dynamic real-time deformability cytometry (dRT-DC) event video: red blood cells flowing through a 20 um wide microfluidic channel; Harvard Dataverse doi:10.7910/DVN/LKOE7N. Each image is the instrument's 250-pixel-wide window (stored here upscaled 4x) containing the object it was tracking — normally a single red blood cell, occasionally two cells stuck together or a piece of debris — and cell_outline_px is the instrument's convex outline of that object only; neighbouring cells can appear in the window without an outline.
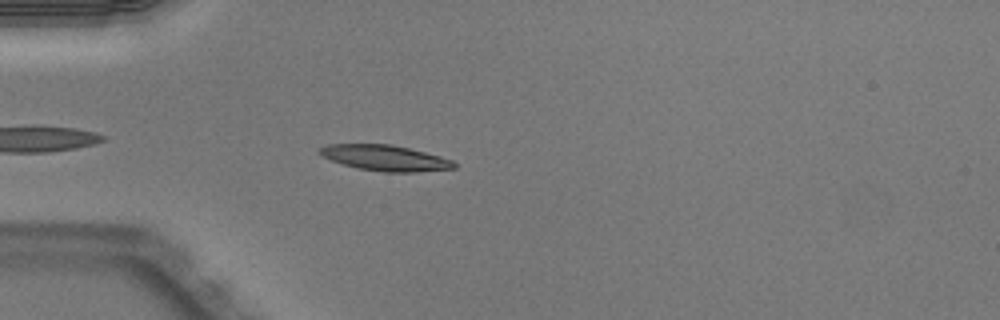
{"species": "Egyptian fruit bat (a non-hibernating species)", "species_latin": "Rousettus aegyptiacus", "temperature_condition": "warm", "stored_images_in_passage": 40, "camera_frame_rate_fps": 3000, "um_per_image_px": 0.085, "animal": {"sex": "male"}, "frame": {"image": 1, "passage_image": 4, "time_ms": 1.0, "image_size_px": [1000, 320], "cell_outline_px": [[456, 168], [416, 172], [384, 172], [356, 168], [320, 156], [316, 152], [320, 148], [328, 144], [392, 144], [440, 156], [452, 160], [456, 164]], "centroid_in_image_um": [32.71, 13.42], "position_along_channel_um": 52.3, "area_um2": 20.11}}
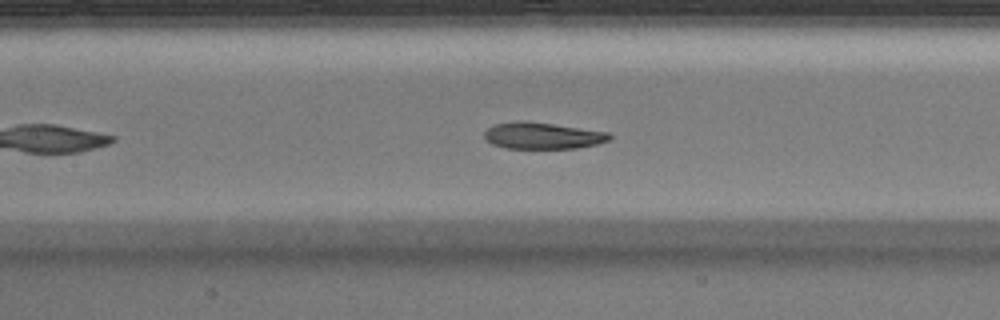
{"frame": {"image": 2, "passage_image": 13, "time_ms": 4.0, "image_size_px": [1000, 320], "cell_outline_px": [[612, 136], [608, 140], [596, 144], [576, 148], [504, 148], [492, 144], [484, 136], [484, 132], [492, 124], [516, 120], [524, 120], [608, 132]], "centroid_in_image_um": [46.06, 11.52], "position_along_channel_um": 161.3, "area_um2": 19.31}}
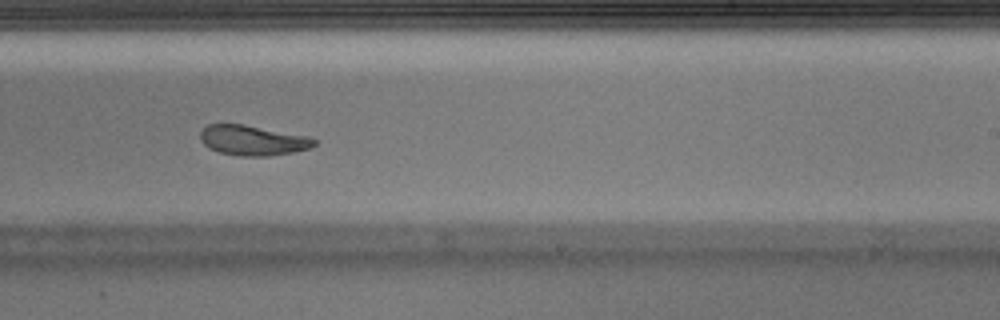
{"frame": {"image": 3, "passage_image": 21, "time_ms": 6.667, "image_size_px": [1000, 320], "cell_outline_px": [[316, 144], [312, 148], [292, 152], [268, 156], [240, 156], [220, 152], [208, 148], [200, 140], [200, 132], [208, 124], [244, 124], [308, 136], [316, 140]], "centroid_in_image_um": [21.48, 11.93], "position_along_channel_um": 267.5, "area_um2": 20.0}, "authors_computed_cell_mechanics": {"area_um2": 20.3456, "velocity_mm_per_s": 4.001, "shape_relaxation_time_tau1_ms": 3.2086, "shape_relaxation_time_tau2_ms": 1.1648, "deformation_change_tau1": 0.1487, "deformation_change_tau2": 0.0668}}